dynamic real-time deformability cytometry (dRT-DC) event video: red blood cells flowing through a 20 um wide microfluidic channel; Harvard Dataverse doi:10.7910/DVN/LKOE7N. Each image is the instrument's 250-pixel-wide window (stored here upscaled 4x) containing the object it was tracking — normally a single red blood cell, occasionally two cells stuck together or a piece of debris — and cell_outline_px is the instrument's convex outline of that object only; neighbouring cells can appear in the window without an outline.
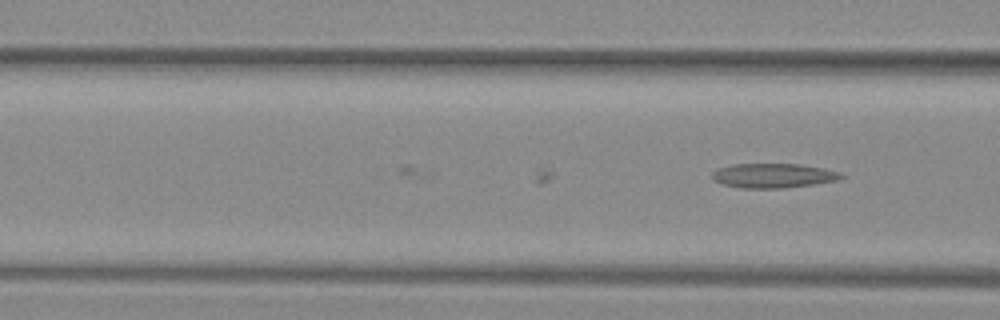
{"species": "common noctule bat (a hibernating species)", "species_latin": "Nyctalus noctula", "temperature_condition": "warm", "stored_images_in_passage": 19, "camera_frame_rate_fps": 3000, "um_per_image_px": 0.085, "animal": {"sex": "female", "body_mass_g": 29.2, "forearm_length_mm": 56.3}, "frame": {"image": 1, "passage_image": 19, "time_ms": 6.0, "image_size_px": [1000, 320], "cell_outline_px": [[848, 176], [840, 180], [784, 188], [740, 188], [720, 184], [712, 180], [712, 172], [716, 168], [732, 164], [800, 164], [824, 168], [840, 172]], "centroid_in_image_um": [65.72, 14.93], "position_along_channel_um": 100.9, "area_um2": 18.73}}